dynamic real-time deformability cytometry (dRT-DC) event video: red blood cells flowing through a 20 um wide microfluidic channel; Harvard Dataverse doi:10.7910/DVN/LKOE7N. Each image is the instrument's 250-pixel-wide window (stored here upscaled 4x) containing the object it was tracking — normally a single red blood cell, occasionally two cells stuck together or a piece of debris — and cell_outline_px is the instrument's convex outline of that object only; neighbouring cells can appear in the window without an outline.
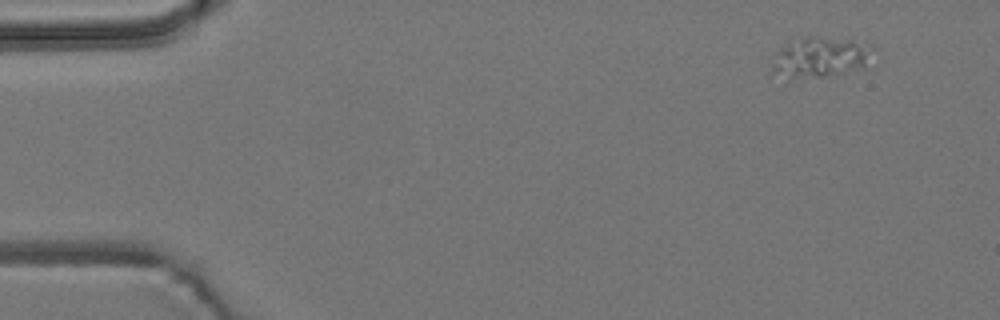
{"species": "common noctule bat (a hibernating species)", "species_latin": "Nyctalus noctula", "temperature_condition": "room temperature", "stored_images_in_passage": 5, "camera_frame_rate_fps": 3000, "um_per_image_px": 0.085, "animal": {"sex": "male", "body_mass_g": 19.2, "forearm_length_mm": 51.8}, "frame": {"image": 1, "passage_image": 1, "time_ms": 0.0, "image_size_px": [1000, 320], "cell_outline_px": [[880, 56], [864, 68], [820, 76], [792, 76], [772, 72], [772, 64], [776, 52], [780, 48], [800, 36], [852, 36], [864, 40], [872, 44], [876, 48]], "centroid_in_image_um": [69.99, 4.75], "position_along_channel_um": 15.0, "area_um2": 24.85}}
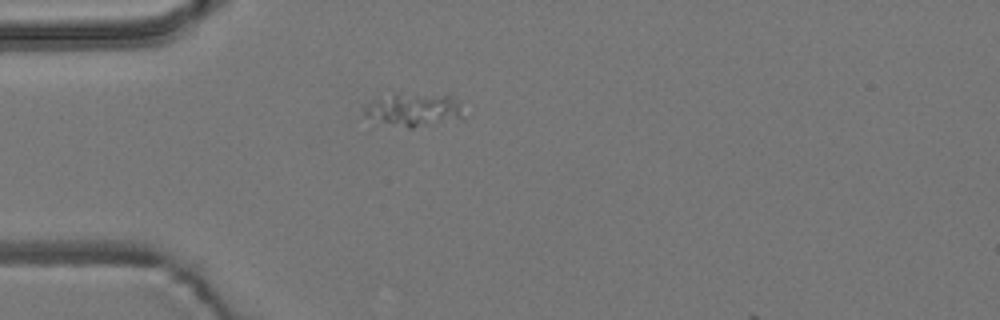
{"frame": {"image": 2, "passage_image": 4, "time_ms": 1.0, "image_size_px": [1000, 320], "cell_outline_px": [[464, 120], [412, 128], [408, 128], [360, 116], [364, 104], [396, 92], [452, 92], [460, 104]], "centroid_in_image_um": [35.25, 9.27], "position_along_channel_um": 49.7, "area_um2": 20.63}}